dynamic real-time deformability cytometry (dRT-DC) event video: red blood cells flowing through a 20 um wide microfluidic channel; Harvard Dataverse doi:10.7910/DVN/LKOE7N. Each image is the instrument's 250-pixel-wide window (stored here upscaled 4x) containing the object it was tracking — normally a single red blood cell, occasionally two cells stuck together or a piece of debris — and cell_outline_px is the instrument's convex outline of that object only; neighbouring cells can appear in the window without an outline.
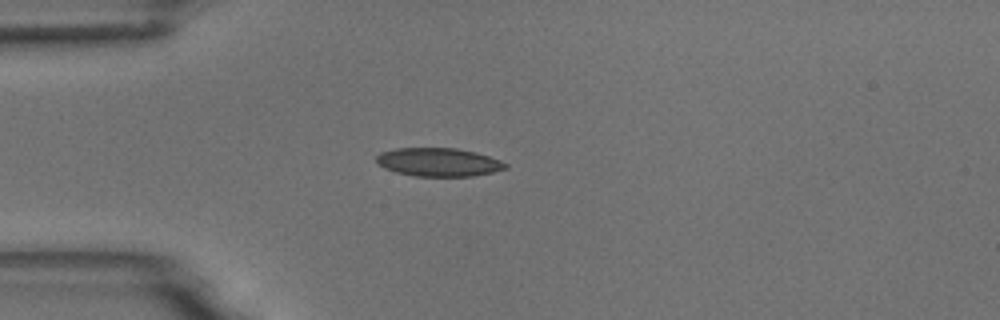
{"species": "common noctule bat (a hibernating species)", "species_latin": "Nyctalus noctula", "temperature_condition": "room temperature", "stored_images_in_passage": 5, "camera_frame_rate_fps": 3000, "um_per_image_px": 0.085, "animal": {"sex": "male", "body_mass_g": 18.8}, "frame": {"image": 1, "passage_image": 4, "time_ms": 3.667, "image_size_px": [1000, 320], "cell_outline_px": [[508, 168], [492, 172], [472, 176], [416, 176], [396, 172], [384, 168], [376, 164], [376, 156], [380, 152], [396, 148], [456, 148], [476, 152], [500, 160], [508, 164]], "centroid_in_image_um": [37.26, 13.78], "position_along_channel_um": 47.7, "area_um2": 21.44}}